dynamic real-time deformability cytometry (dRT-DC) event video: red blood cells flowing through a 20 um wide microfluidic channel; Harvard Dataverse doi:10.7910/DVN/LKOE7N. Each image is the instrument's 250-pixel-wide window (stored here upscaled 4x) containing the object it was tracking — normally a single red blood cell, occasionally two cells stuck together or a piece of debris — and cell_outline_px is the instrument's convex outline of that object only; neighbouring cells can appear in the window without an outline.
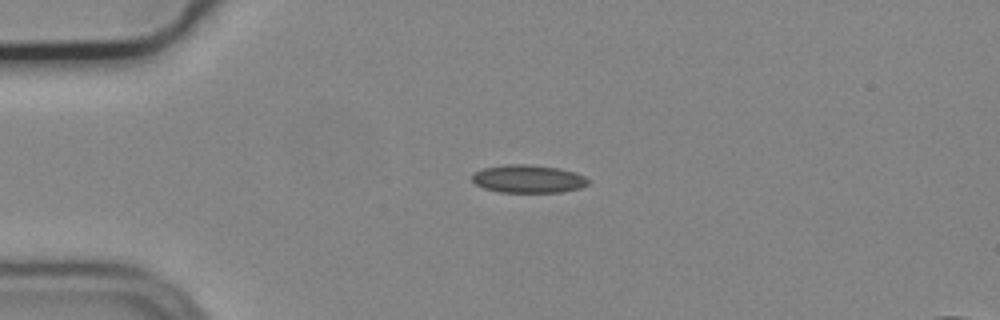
{"species": "common noctule bat (a hibernating species)", "species_latin": "Nyctalus noctula", "temperature_condition": "cold", "stored_images_in_passage": 43, "camera_frame_rate_fps": 3000, "um_per_image_px": 0.085, "animal": {"sex": "male", "body_mass_g": 19.2, "forearm_length_mm": 51.8}, "frame": {"image": 1, "passage_image": 1, "time_ms": 0.0, "image_size_px": [1000, 320], "cell_outline_px": [[592, 180], [588, 184], [580, 188], [560, 192], [500, 192], [484, 188], [476, 184], [472, 180], [472, 176], [476, 172], [484, 168], [508, 164], [528, 164], [560, 168], [576, 172]], "centroid_in_image_um": [44.95, 15.2], "position_along_channel_um": 40.0, "area_um2": 18.96}}
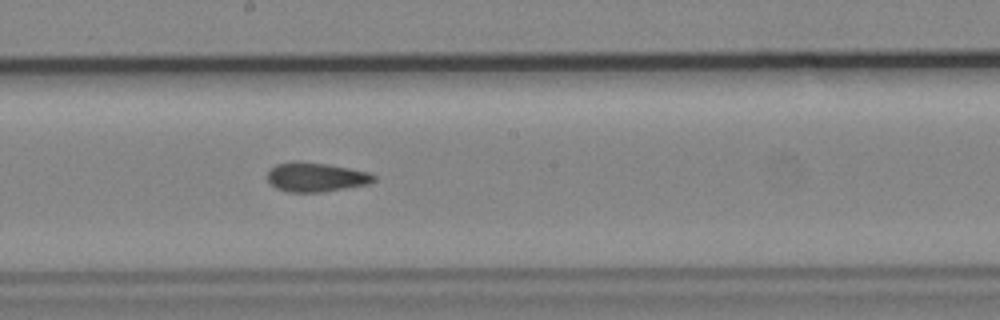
{"frame": {"image": 2, "passage_image": 18, "time_ms": 5.667, "image_size_px": [1000, 320], "cell_outline_px": [[376, 180], [368, 184], [324, 192], [288, 192], [276, 188], [268, 180], [268, 172], [276, 164], [292, 160], [296, 160], [328, 164], [368, 172], [376, 176]], "centroid_in_image_um": [26.85, 15.05], "position_along_channel_um": 221.4, "area_um2": 18.21}}
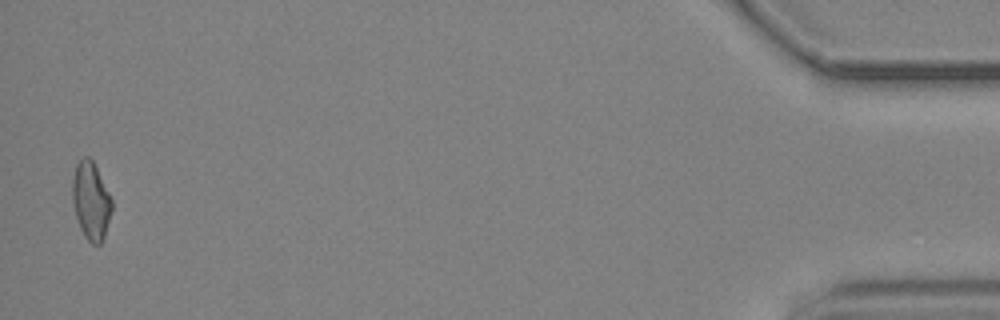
{"frame": {"image": 3, "passage_image": 42, "time_ms": 13.667, "image_size_px": [1000, 320], "cell_outline_px": [[112, 208], [104, 236], [100, 244], [92, 244], [84, 236], [80, 228], [76, 216], [72, 200], [72, 180], [76, 164], [84, 156], [88, 156], [92, 160], [112, 200]], "centroid_in_image_um": [7.71, 17.07], "position_along_channel_um": 427.5, "area_um2": 17.57}, "authors_computed_cell_mechanics": {"area_um2": 18.207, "velocity_mm_per_s": 3.7336, "shape_relaxation_time_tau1_ms": null, "shape_relaxation_time_tau2_ms": 1.4881, "deformation_change_tau1": null, "deformation_change_tau2": 0.0779}}